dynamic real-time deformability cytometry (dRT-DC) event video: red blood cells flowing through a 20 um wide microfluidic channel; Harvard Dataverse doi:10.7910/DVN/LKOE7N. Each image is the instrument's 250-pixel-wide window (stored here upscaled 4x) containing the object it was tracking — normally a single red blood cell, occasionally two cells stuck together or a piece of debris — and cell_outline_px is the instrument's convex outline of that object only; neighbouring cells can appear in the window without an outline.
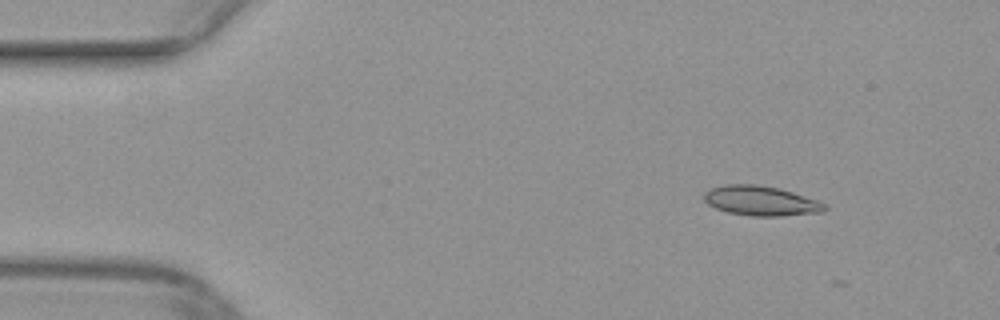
{"species": "common noctule bat (a hibernating species)", "species_latin": "Nyctalus noctula", "temperature_condition": "warm", "stored_images_in_passage": 6, "camera_frame_rate_fps": 3000, "um_per_image_px": 0.085, "animal": {"sex": "female", "body_mass_g": 29.2, "forearm_length_mm": 56.3}, "frame": {"image": 1, "passage_image": 4, "time_ms": 1.0, "image_size_px": [1000, 320], "cell_outline_px": [[828, 208], [824, 212], [780, 216], [752, 216], [728, 212], [716, 208], [708, 204], [704, 200], [704, 192], [708, 188], [724, 184], [756, 184], [780, 188], [816, 200], [824, 204]], "centroid_in_image_um": [64.64, 17.06], "position_along_channel_um": 20.4, "area_um2": 20.98}}